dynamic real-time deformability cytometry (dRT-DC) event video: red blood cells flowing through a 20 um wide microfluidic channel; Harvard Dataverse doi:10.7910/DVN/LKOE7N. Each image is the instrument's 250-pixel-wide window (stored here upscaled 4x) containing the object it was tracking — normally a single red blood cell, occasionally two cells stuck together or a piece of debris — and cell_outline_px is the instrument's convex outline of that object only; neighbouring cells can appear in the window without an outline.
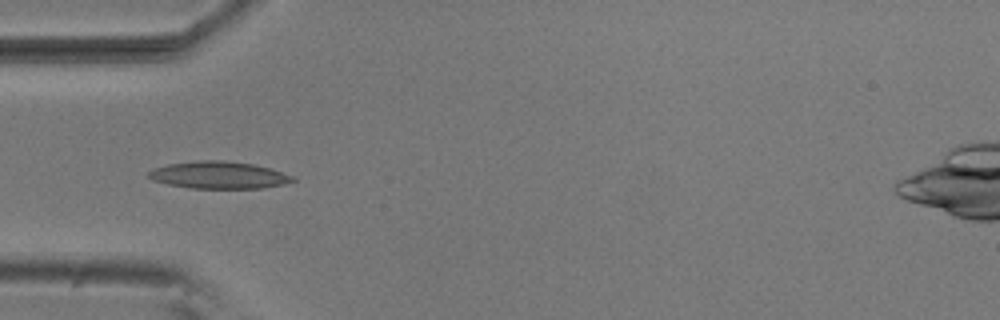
{"species": "common noctule bat (a hibernating species)", "species_latin": "Nyctalus noctula", "temperature_condition": "room temperature", "stored_images_in_passage": 7, "camera_frame_rate_fps": 3000, "um_per_image_px": 0.085, "animal": {"sex": "male", "body_mass_g": 20.5, "forearm_length_mm": 52.5}, "frame": {"image": 1, "passage_image": 5, "time_ms": 1.333, "image_size_px": [1000, 320], "cell_outline_px": [[296, 180], [284, 184], [264, 188], [188, 188], [168, 184], [152, 180], [148, 176], [148, 172], [152, 168], [168, 164], [200, 160], [220, 160], [252, 164], [268, 168], [292, 176]], "centroid_in_image_um": [18.55, 14.88], "position_along_channel_um": 66.5, "area_um2": 22.66}}
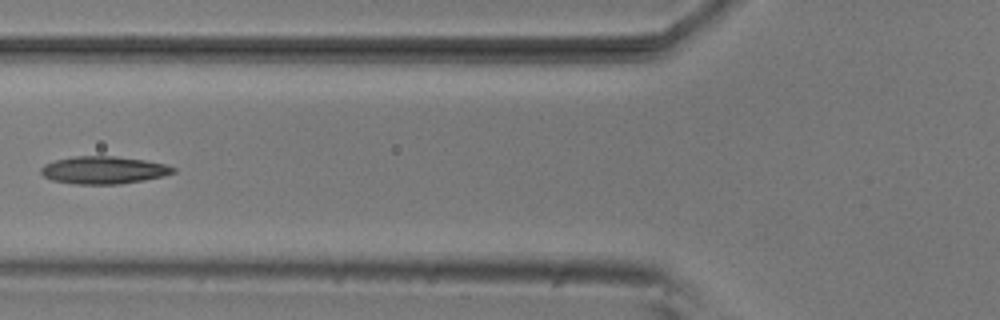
{"frame": {"image": 2, "passage_image": 6, "time_ms": 1.667, "image_size_px": [1000, 320], "cell_outline_px": [[176, 172], [164, 176], [144, 180], [120, 184], [76, 184], [52, 180], [44, 176], [40, 172], [40, 168], [44, 164], [56, 160], [72, 156], [116, 156], [144, 160], [164, 164], [176, 168]], "centroid_in_image_um": [8.81, 14.45], "position_along_channel_um": 117.0, "area_um2": 21.27}}
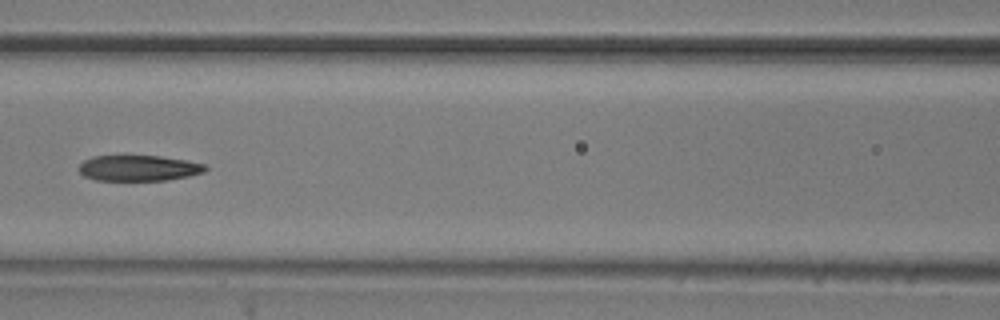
{"frame": {"image": 3, "passage_image": 7, "time_ms": 2.0, "image_size_px": [1000, 320], "cell_outline_px": [[208, 168], [204, 172], [188, 176], [168, 180], [96, 180], [84, 176], [80, 172], [80, 164], [84, 160], [92, 156], [160, 156], [184, 160], [204, 164]], "centroid_in_image_um": [11.78, 14.29], "position_along_channel_um": 154.8, "area_um2": 18.79}}